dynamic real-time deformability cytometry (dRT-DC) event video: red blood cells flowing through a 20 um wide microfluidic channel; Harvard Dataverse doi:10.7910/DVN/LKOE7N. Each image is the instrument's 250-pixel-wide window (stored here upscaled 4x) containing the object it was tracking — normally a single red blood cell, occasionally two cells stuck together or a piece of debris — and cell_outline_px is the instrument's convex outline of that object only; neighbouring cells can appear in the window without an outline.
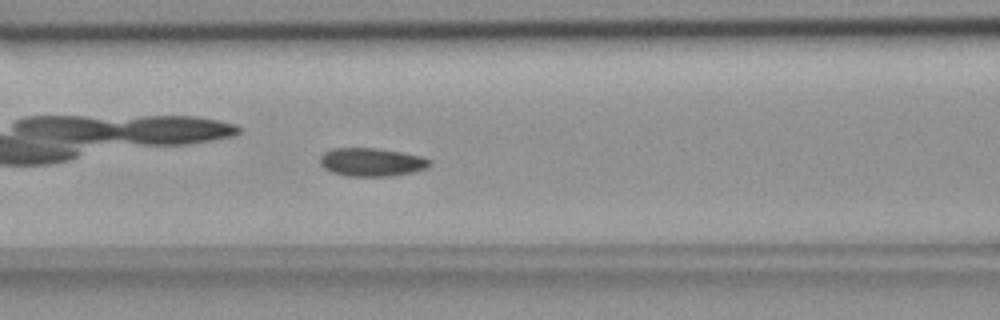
{"species": "common noctule bat (a hibernating species)", "species_latin": "Nyctalus noctula", "temperature_condition": "room temperature", "stored_images_in_passage": 56, "camera_frame_rate_fps": 3000, "um_per_image_px": 0.085, "animal": {"sex": "female", "body_mass_g": 18.4}, "frame": {"image": 1, "passage_image": 24, "time_ms": 7.667, "image_size_px": [1000, 320], "cell_outline_px": [[432, 164], [428, 168], [412, 172], [388, 176], [348, 176], [332, 172], [324, 168], [320, 164], [320, 156], [324, 152], [332, 148], [376, 148], [400, 152], [420, 156], [432, 160]], "centroid_in_image_um": [31.59, 13.78], "position_along_channel_um": 135.0, "area_um2": 18.09}}
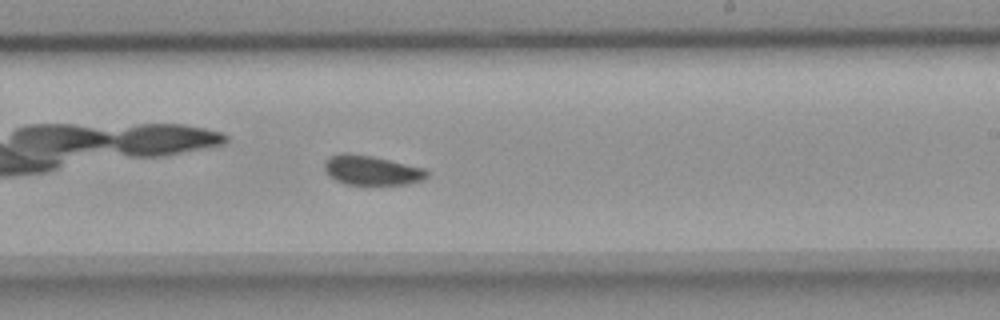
{"frame": {"image": 2, "passage_image": 34, "time_ms": 11.0, "image_size_px": [1000, 320], "cell_outline_px": [[428, 176], [424, 180], [408, 184], [344, 184], [328, 176], [324, 168], [324, 160], [328, 156], [340, 152], [348, 152], [372, 156], [424, 168], [428, 172]], "centroid_in_image_um": [31.54, 14.46], "position_along_channel_um": 257.5, "area_um2": 17.86}}
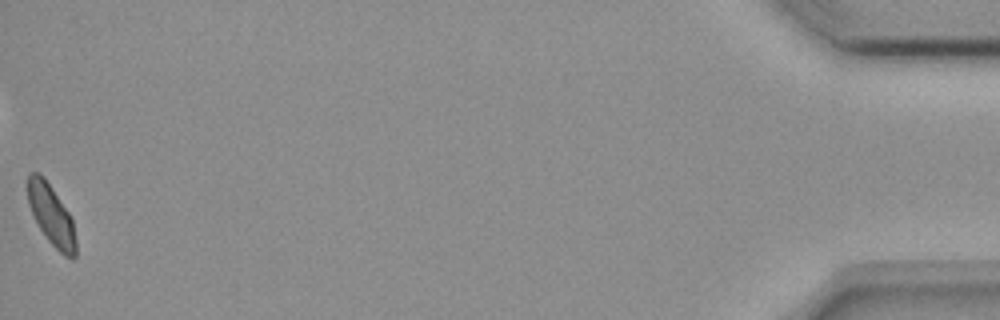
{"frame": {"image": 3, "passage_image": 56, "time_ms": 18.333, "image_size_px": [1000, 320], "cell_outline_px": [[76, 256], [72, 260], [64, 256], [48, 240], [40, 228], [28, 204], [28, 172], [40, 172], [44, 176], [68, 212], [72, 220], [76, 240]], "centroid_in_image_um": [4.37, 18.28], "position_along_channel_um": 430.8, "area_um2": 16.82}, "authors_computed_cell_mechanics": {"area_um2": 17.8602, "velocity_mm_per_s": 3.6859, "shape_relaxation_time_tau1_ms": 4.9482, "shape_relaxation_time_tau2_ms": 2.0884, "deformation_change_tau1": 0.0974, "deformation_change_tau2": 0.0585}}